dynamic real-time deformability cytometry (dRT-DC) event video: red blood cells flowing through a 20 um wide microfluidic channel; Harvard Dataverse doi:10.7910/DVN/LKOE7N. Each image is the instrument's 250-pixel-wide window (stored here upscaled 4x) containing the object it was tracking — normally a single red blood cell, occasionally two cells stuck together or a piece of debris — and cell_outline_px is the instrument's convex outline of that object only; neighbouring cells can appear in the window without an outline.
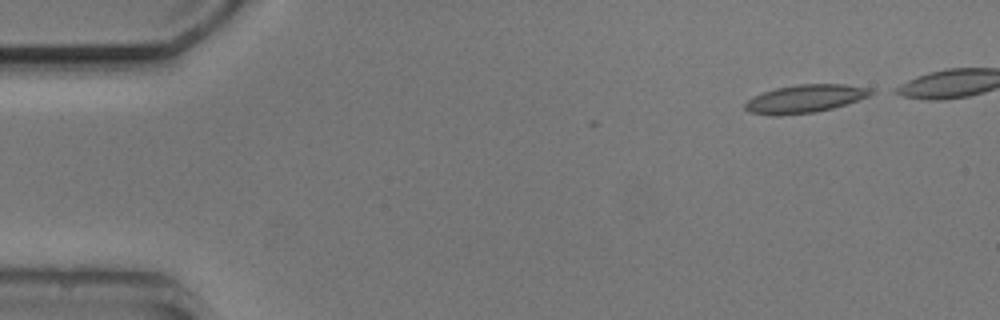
{"species": "common noctule bat (a hibernating species)", "species_latin": "Nyctalus noctula", "temperature_condition": "cold", "stored_images_in_passage": 6, "camera_frame_rate_fps": 3000, "um_per_image_px": 0.085, "animal": {"sex": "male", "body_mass_g": 20.5, "forearm_length_mm": 52.5}, "frame": {"image": 1, "passage_image": 1, "time_ms": 0.0, "image_size_px": [1000, 320], "cell_outline_px": [[876, 92], [868, 96], [832, 108], [816, 112], [780, 116], [772, 116], [748, 112], [744, 108], [744, 104], [752, 96], [776, 88], [796, 84], [844, 84], [868, 88]], "centroid_in_image_um": [68.36, 8.4], "position_along_channel_um": 16.6, "area_um2": 20.58}}